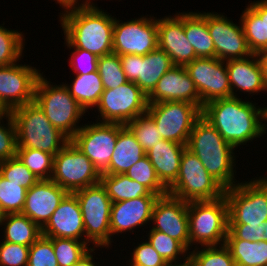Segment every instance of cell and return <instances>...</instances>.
<instances>
[{"instance_id":"36","label":"cell","mask_w":267,"mask_h":266,"mask_svg":"<svg viewBox=\"0 0 267 266\" xmlns=\"http://www.w3.org/2000/svg\"><path fill=\"white\" fill-rule=\"evenodd\" d=\"M191 250L188 261L192 266H236L230 250L225 244L198 246Z\"/></svg>"},{"instance_id":"18","label":"cell","mask_w":267,"mask_h":266,"mask_svg":"<svg viewBox=\"0 0 267 266\" xmlns=\"http://www.w3.org/2000/svg\"><path fill=\"white\" fill-rule=\"evenodd\" d=\"M119 57L127 81L135 82L146 96L153 91L160 78L174 66L170 56L158 47L144 56L124 54Z\"/></svg>"},{"instance_id":"31","label":"cell","mask_w":267,"mask_h":266,"mask_svg":"<svg viewBox=\"0 0 267 266\" xmlns=\"http://www.w3.org/2000/svg\"><path fill=\"white\" fill-rule=\"evenodd\" d=\"M100 182L105 187L112 203L131 200L141 196H159L125 174H102Z\"/></svg>"},{"instance_id":"14","label":"cell","mask_w":267,"mask_h":266,"mask_svg":"<svg viewBox=\"0 0 267 266\" xmlns=\"http://www.w3.org/2000/svg\"><path fill=\"white\" fill-rule=\"evenodd\" d=\"M149 16V17H148ZM158 47L157 17L141 15L140 18L122 21L115 17L113 28V53L146 55Z\"/></svg>"},{"instance_id":"34","label":"cell","mask_w":267,"mask_h":266,"mask_svg":"<svg viewBox=\"0 0 267 266\" xmlns=\"http://www.w3.org/2000/svg\"><path fill=\"white\" fill-rule=\"evenodd\" d=\"M240 14L248 47L252 54L266 50L265 17H259L248 5Z\"/></svg>"},{"instance_id":"17","label":"cell","mask_w":267,"mask_h":266,"mask_svg":"<svg viewBox=\"0 0 267 266\" xmlns=\"http://www.w3.org/2000/svg\"><path fill=\"white\" fill-rule=\"evenodd\" d=\"M203 106L213 100L230 98L231 86L226 62L218 58H196L185 66Z\"/></svg>"},{"instance_id":"15","label":"cell","mask_w":267,"mask_h":266,"mask_svg":"<svg viewBox=\"0 0 267 266\" xmlns=\"http://www.w3.org/2000/svg\"><path fill=\"white\" fill-rule=\"evenodd\" d=\"M20 61L0 67V102L11 110L34 102L35 87L41 69Z\"/></svg>"},{"instance_id":"37","label":"cell","mask_w":267,"mask_h":266,"mask_svg":"<svg viewBox=\"0 0 267 266\" xmlns=\"http://www.w3.org/2000/svg\"><path fill=\"white\" fill-rule=\"evenodd\" d=\"M16 156L39 179L50 180L54 155L39 149L17 148Z\"/></svg>"},{"instance_id":"1","label":"cell","mask_w":267,"mask_h":266,"mask_svg":"<svg viewBox=\"0 0 267 266\" xmlns=\"http://www.w3.org/2000/svg\"><path fill=\"white\" fill-rule=\"evenodd\" d=\"M242 99H216L202 108V116L236 149L242 145L247 147V143L263 136L262 106L251 97L250 101Z\"/></svg>"},{"instance_id":"43","label":"cell","mask_w":267,"mask_h":266,"mask_svg":"<svg viewBox=\"0 0 267 266\" xmlns=\"http://www.w3.org/2000/svg\"><path fill=\"white\" fill-rule=\"evenodd\" d=\"M0 174L10 182L19 183V186L26 189H30L39 181L17 156L0 162Z\"/></svg>"},{"instance_id":"20","label":"cell","mask_w":267,"mask_h":266,"mask_svg":"<svg viewBox=\"0 0 267 266\" xmlns=\"http://www.w3.org/2000/svg\"><path fill=\"white\" fill-rule=\"evenodd\" d=\"M159 196H141L131 200L112 203L110 214V249L114 236L122 233L136 234L138 228L151 224L154 204ZM148 224V225H147ZM135 229V230H134ZM127 232V233H126ZM120 233V234H119Z\"/></svg>"},{"instance_id":"39","label":"cell","mask_w":267,"mask_h":266,"mask_svg":"<svg viewBox=\"0 0 267 266\" xmlns=\"http://www.w3.org/2000/svg\"><path fill=\"white\" fill-rule=\"evenodd\" d=\"M54 253L59 266H74L91 247L84 241L52 238Z\"/></svg>"},{"instance_id":"55","label":"cell","mask_w":267,"mask_h":266,"mask_svg":"<svg viewBox=\"0 0 267 266\" xmlns=\"http://www.w3.org/2000/svg\"><path fill=\"white\" fill-rule=\"evenodd\" d=\"M82 1H83L84 5H87L89 7H98V4L95 2V0H82ZM119 2H120V0H119Z\"/></svg>"},{"instance_id":"4","label":"cell","mask_w":267,"mask_h":266,"mask_svg":"<svg viewBox=\"0 0 267 266\" xmlns=\"http://www.w3.org/2000/svg\"><path fill=\"white\" fill-rule=\"evenodd\" d=\"M43 73L35 87L34 102L51 124L71 139L82 127L80 122L87 112L71 96L64 82L57 85Z\"/></svg>"},{"instance_id":"26","label":"cell","mask_w":267,"mask_h":266,"mask_svg":"<svg viewBox=\"0 0 267 266\" xmlns=\"http://www.w3.org/2000/svg\"><path fill=\"white\" fill-rule=\"evenodd\" d=\"M185 148L186 145L162 139L146 152L157 177L167 189L178 177L181 157Z\"/></svg>"},{"instance_id":"12","label":"cell","mask_w":267,"mask_h":266,"mask_svg":"<svg viewBox=\"0 0 267 266\" xmlns=\"http://www.w3.org/2000/svg\"><path fill=\"white\" fill-rule=\"evenodd\" d=\"M100 179L91 160L71 141L54 156L51 180L68 193L100 183Z\"/></svg>"},{"instance_id":"32","label":"cell","mask_w":267,"mask_h":266,"mask_svg":"<svg viewBox=\"0 0 267 266\" xmlns=\"http://www.w3.org/2000/svg\"><path fill=\"white\" fill-rule=\"evenodd\" d=\"M236 266H267V241L250 242L243 239H226Z\"/></svg>"},{"instance_id":"35","label":"cell","mask_w":267,"mask_h":266,"mask_svg":"<svg viewBox=\"0 0 267 266\" xmlns=\"http://www.w3.org/2000/svg\"><path fill=\"white\" fill-rule=\"evenodd\" d=\"M0 25V67L12 65L24 57L26 47L23 32ZM25 46V47H24Z\"/></svg>"},{"instance_id":"56","label":"cell","mask_w":267,"mask_h":266,"mask_svg":"<svg viewBox=\"0 0 267 266\" xmlns=\"http://www.w3.org/2000/svg\"><path fill=\"white\" fill-rule=\"evenodd\" d=\"M9 111L4 107V105L0 102V118L5 117Z\"/></svg>"},{"instance_id":"5","label":"cell","mask_w":267,"mask_h":266,"mask_svg":"<svg viewBox=\"0 0 267 266\" xmlns=\"http://www.w3.org/2000/svg\"><path fill=\"white\" fill-rule=\"evenodd\" d=\"M10 114L16 127L17 148L39 149L55 156L70 141L35 102L17 107Z\"/></svg>"},{"instance_id":"50","label":"cell","mask_w":267,"mask_h":266,"mask_svg":"<svg viewBox=\"0 0 267 266\" xmlns=\"http://www.w3.org/2000/svg\"><path fill=\"white\" fill-rule=\"evenodd\" d=\"M259 17H265L266 50H267V0H254L247 4Z\"/></svg>"},{"instance_id":"19","label":"cell","mask_w":267,"mask_h":266,"mask_svg":"<svg viewBox=\"0 0 267 266\" xmlns=\"http://www.w3.org/2000/svg\"><path fill=\"white\" fill-rule=\"evenodd\" d=\"M151 222L152 230L176 239L189 251L188 202L170 194L159 196L154 204Z\"/></svg>"},{"instance_id":"41","label":"cell","mask_w":267,"mask_h":266,"mask_svg":"<svg viewBox=\"0 0 267 266\" xmlns=\"http://www.w3.org/2000/svg\"><path fill=\"white\" fill-rule=\"evenodd\" d=\"M98 73L104 89H115L127 82L122 69L120 57L116 53H110L98 58Z\"/></svg>"},{"instance_id":"58","label":"cell","mask_w":267,"mask_h":266,"mask_svg":"<svg viewBox=\"0 0 267 266\" xmlns=\"http://www.w3.org/2000/svg\"><path fill=\"white\" fill-rule=\"evenodd\" d=\"M168 266H192V264L187 261L186 263H183V264H178V265H168Z\"/></svg>"},{"instance_id":"54","label":"cell","mask_w":267,"mask_h":266,"mask_svg":"<svg viewBox=\"0 0 267 266\" xmlns=\"http://www.w3.org/2000/svg\"><path fill=\"white\" fill-rule=\"evenodd\" d=\"M265 106V107H264ZM262 107V128H263V135H265L267 132V106L264 105Z\"/></svg>"},{"instance_id":"44","label":"cell","mask_w":267,"mask_h":266,"mask_svg":"<svg viewBox=\"0 0 267 266\" xmlns=\"http://www.w3.org/2000/svg\"><path fill=\"white\" fill-rule=\"evenodd\" d=\"M145 238V241L141 240L140 243L133 242L134 248L130 251V259L126 262L130 266H168L164 259L156 252L151 246L146 237L142 236L140 239Z\"/></svg>"},{"instance_id":"9","label":"cell","mask_w":267,"mask_h":266,"mask_svg":"<svg viewBox=\"0 0 267 266\" xmlns=\"http://www.w3.org/2000/svg\"><path fill=\"white\" fill-rule=\"evenodd\" d=\"M79 202L83 217L86 243L92 247L110 250V214L112 201L102 183L73 193Z\"/></svg>"},{"instance_id":"24","label":"cell","mask_w":267,"mask_h":266,"mask_svg":"<svg viewBox=\"0 0 267 266\" xmlns=\"http://www.w3.org/2000/svg\"><path fill=\"white\" fill-rule=\"evenodd\" d=\"M166 101H185L201 109L200 96L185 67L173 66L147 96L148 104Z\"/></svg>"},{"instance_id":"7","label":"cell","mask_w":267,"mask_h":266,"mask_svg":"<svg viewBox=\"0 0 267 266\" xmlns=\"http://www.w3.org/2000/svg\"><path fill=\"white\" fill-rule=\"evenodd\" d=\"M240 181L224 192L229 224H263L267 220V174Z\"/></svg>"},{"instance_id":"53","label":"cell","mask_w":267,"mask_h":266,"mask_svg":"<svg viewBox=\"0 0 267 266\" xmlns=\"http://www.w3.org/2000/svg\"><path fill=\"white\" fill-rule=\"evenodd\" d=\"M257 56L263 69V78L267 87V50L259 52Z\"/></svg>"},{"instance_id":"51","label":"cell","mask_w":267,"mask_h":266,"mask_svg":"<svg viewBox=\"0 0 267 266\" xmlns=\"http://www.w3.org/2000/svg\"><path fill=\"white\" fill-rule=\"evenodd\" d=\"M102 247H92L74 266H101L100 262L98 263L94 259H98L95 255L96 251ZM96 250V251H95ZM94 253V254H93ZM94 255V256H93ZM94 257V258H93ZM96 257V258H95ZM103 266V263H102Z\"/></svg>"},{"instance_id":"13","label":"cell","mask_w":267,"mask_h":266,"mask_svg":"<svg viewBox=\"0 0 267 266\" xmlns=\"http://www.w3.org/2000/svg\"><path fill=\"white\" fill-rule=\"evenodd\" d=\"M119 132V123L88 121L70 141L91 160L102 175L108 170Z\"/></svg>"},{"instance_id":"42","label":"cell","mask_w":267,"mask_h":266,"mask_svg":"<svg viewBox=\"0 0 267 266\" xmlns=\"http://www.w3.org/2000/svg\"><path fill=\"white\" fill-rule=\"evenodd\" d=\"M27 190L19 183L10 182L0 174V208L5 214L21 213Z\"/></svg>"},{"instance_id":"11","label":"cell","mask_w":267,"mask_h":266,"mask_svg":"<svg viewBox=\"0 0 267 266\" xmlns=\"http://www.w3.org/2000/svg\"><path fill=\"white\" fill-rule=\"evenodd\" d=\"M146 112L154 120L162 139L183 145H187L194 123L202 115L197 105L185 101L148 104Z\"/></svg>"},{"instance_id":"28","label":"cell","mask_w":267,"mask_h":266,"mask_svg":"<svg viewBox=\"0 0 267 266\" xmlns=\"http://www.w3.org/2000/svg\"><path fill=\"white\" fill-rule=\"evenodd\" d=\"M0 231V240L28 247L42 236L41 228L21 213L5 214Z\"/></svg>"},{"instance_id":"3","label":"cell","mask_w":267,"mask_h":266,"mask_svg":"<svg viewBox=\"0 0 267 266\" xmlns=\"http://www.w3.org/2000/svg\"><path fill=\"white\" fill-rule=\"evenodd\" d=\"M186 148L199 158L208 173L225 189L240 182V178H236V148L226 142L202 115L194 123Z\"/></svg>"},{"instance_id":"57","label":"cell","mask_w":267,"mask_h":266,"mask_svg":"<svg viewBox=\"0 0 267 266\" xmlns=\"http://www.w3.org/2000/svg\"><path fill=\"white\" fill-rule=\"evenodd\" d=\"M4 217H5V213L3 212V210L0 208V227H1V224L4 220Z\"/></svg>"},{"instance_id":"29","label":"cell","mask_w":267,"mask_h":266,"mask_svg":"<svg viewBox=\"0 0 267 266\" xmlns=\"http://www.w3.org/2000/svg\"><path fill=\"white\" fill-rule=\"evenodd\" d=\"M184 31L197 58H215V47L208 31L207 20L198 10L184 11Z\"/></svg>"},{"instance_id":"30","label":"cell","mask_w":267,"mask_h":266,"mask_svg":"<svg viewBox=\"0 0 267 266\" xmlns=\"http://www.w3.org/2000/svg\"><path fill=\"white\" fill-rule=\"evenodd\" d=\"M71 84L68 82L64 85L69 90L71 96L90 114V111L96 107L104 87L98 71L85 75L75 74ZM90 110V111H89Z\"/></svg>"},{"instance_id":"46","label":"cell","mask_w":267,"mask_h":266,"mask_svg":"<svg viewBox=\"0 0 267 266\" xmlns=\"http://www.w3.org/2000/svg\"><path fill=\"white\" fill-rule=\"evenodd\" d=\"M16 152V127L9 112L5 117L0 118V162L15 157Z\"/></svg>"},{"instance_id":"47","label":"cell","mask_w":267,"mask_h":266,"mask_svg":"<svg viewBox=\"0 0 267 266\" xmlns=\"http://www.w3.org/2000/svg\"><path fill=\"white\" fill-rule=\"evenodd\" d=\"M226 239L267 241V220L263 224H229Z\"/></svg>"},{"instance_id":"10","label":"cell","mask_w":267,"mask_h":266,"mask_svg":"<svg viewBox=\"0 0 267 266\" xmlns=\"http://www.w3.org/2000/svg\"><path fill=\"white\" fill-rule=\"evenodd\" d=\"M147 107L146 94L135 82L127 81L115 89H104L94 111H98L96 121L126 125L146 113Z\"/></svg>"},{"instance_id":"38","label":"cell","mask_w":267,"mask_h":266,"mask_svg":"<svg viewBox=\"0 0 267 266\" xmlns=\"http://www.w3.org/2000/svg\"><path fill=\"white\" fill-rule=\"evenodd\" d=\"M130 179L144 185L151 193L159 196L168 194V189L161 183L147 156L136 162L125 173Z\"/></svg>"},{"instance_id":"23","label":"cell","mask_w":267,"mask_h":266,"mask_svg":"<svg viewBox=\"0 0 267 266\" xmlns=\"http://www.w3.org/2000/svg\"><path fill=\"white\" fill-rule=\"evenodd\" d=\"M68 192L50 180H39L27 190L21 214L42 228Z\"/></svg>"},{"instance_id":"21","label":"cell","mask_w":267,"mask_h":266,"mask_svg":"<svg viewBox=\"0 0 267 266\" xmlns=\"http://www.w3.org/2000/svg\"><path fill=\"white\" fill-rule=\"evenodd\" d=\"M174 14L157 18L158 48L170 56L174 66L185 67L197 56L185 36L184 11Z\"/></svg>"},{"instance_id":"25","label":"cell","mask_w":267,"mask_h":266,"mask_svg":"<svg viewBox=\"0 0 267 266\" xmlns=\"http://www.w3.org/2000/svg\"><path fill=\"white\" fill-rule=\"evenodd\" d=\"M225 62L231 86V97H239L241 93H244L248 94L249 99V96L267 93L263 69L257 54Z\"/></svg>"},{"instance_id":"16","label":"cell","mask_w":267,"mask_h":266,"mask_svg":"<svg viewBox=\"0 0 267 266\" xmlns=\"http://www.w3.org/2000/svg\"><path fill=\"white\" fill-rule=\"evenodd\" d=\"M199 12L207 20L208 31L213 39L216 58L228 61L252 55L240 19L238 23H234L232 18L230 19L222 13L215 11Z\"/></svg>"},{"instance_id":"33","label":"cell","mask_w":267,"mask_h":266,"mask_svg":"<svg viewBox=\"0 0 267 266\" xmlns=\"http://www.w3.org/2000/svg\"><path fill=\"white\" fill-rule=\"evenodd\" d=\"M144 232L147 235L143 236L147 237L148 242L168 265H178L188 261L189 251L176 239L165 233L152 230L150 226L149 230Z\"/></svg>"},{"instance_id":"52","label":"cell","mask_w":267,"mask_h":266,"mask_svg":"<svg viewBox=\"0 0 267 266\" xmlns=\"http://www.w3.org/2000/svg\"><path fill=\"white\" fill-rule=\"evenodd\" d=\"M53 1H55L56 4H59V6L62 8V11H60L59 15L67 11L73 10L77 6H80L83 4V1L81 0H53Z\"/></svg>"},{"instance_id":"45","label":"cell","mask_w":267,"mask_h":266,"mask_svg":"<svg viewBox=\"0 0 267 266\" xmlns=\"http://www.w3.org/2000/svg\"><path fill=\"white\" fill-rule=\"evenodd\" d=\"M27 266H59L52 237L41 236L29 249Z\"/></svg>"},{"instance_id":"49","label":"cell","mask_w":267,"mask_h":266,"mask_svg":"<svg viewBox=\"0 0 267 266\" xmlns=\"http://www.w3.org/2000/svg\"><path fill=\"white\" fill-rule=\"evenodd\" d=\"M69 50H72L68 60L69 67L74 74L85 75L97 71L99 57L84 49L69 48Z\"/></svg>"},{"instance_id":"27","label":"cell","mask_w":267,"mask_h":266,"mask_svg":"<svg viewBox=\"0 0 267 266\" xmlns=\"http://www.w3.org/2000/svg\"><path fill=\"white\" fill-rule=\"evenodd\" d=\"M146 156L131 130L120 124V132L110 159L108 170L104 174H125L136 162Z\"/></svg>"},{"instance_id":"2","label":"cell","mask_w":267,"mask_h":266,"mask_svg":"<svg viewBox=\"0 0 267 266\" xmlns=\"http://www.w3.org/2000/svg\"><path fill=\"white\" fill-rule=\"evenodd\" d=\"M100 8L82 4L59 15L67 49H84L97 57L113 52L115 17Z\"/></svg>"},{"instance_id":"6","label":"cell","mask_w":267,"mask_h":266,"mask_svg":"<svg viewBox=\"0 0 267 266\" xmlns=\"http://www.w3.org/2000/svg\"><path fill=\"white\" fill-rule=\"evenodd\" d=\"M188 220L189 251L198 245L225 244L229 227L226 197L211 201L188 202Z\"/></svg>"},{"instance_id":"8","label":"cell","mask_w":267,"mask_h":266,"mask_svg":"<svg viewBox=\"0 0 267 266\" xmlns=\"http://www.w3.org/2000/svg\"><path fill=\"white\" fill-rule=\"evenodd\" d=\"M225 188L203 166L199 158L185 148L176 181L168 194L185 202L211 201L224 196Z\"/></svg>"},{"instance_id":"48","label":"cell","mask_w":267,"mask_h":266,"mask_svg":"<svg viewBox=\"0 0 267 266\" xmlns=\"http://www.w3.org/2000/svg\"><path fill=\"white\" fill-rule=\"evenodd\" d=\"M28 246L0 241V266H27Z\"/></svg>"},{"instance_id":"22","label":"cell","mask_w":267,"mask_h":266,"mask_svg":"<svg viewBox=\"0 0 267 266\" xmlns=\"http://www.w3.org/2000/svg\"><path fill=\"white\" fill-rule=\"evenodd\" d=\"M41 232L45 237L86 242L81 208L73 193H68L64 197L48 222L41 228Z\"/></svg>"},{"instance_id":"40","label":"cell","mask_w":267,"mask_h":266,"mask_svg":"<svg viewBox=\"0 0 267 266\" xmlns=\"http://www.w3.org/2000/svg\"><path fill=\"white\" fill-rule=\"evenodd\" d=\"M126 126L134 134L145 152L162 140L154 120L147 112L129 121Z\"/></svg>"}]
</instances>
